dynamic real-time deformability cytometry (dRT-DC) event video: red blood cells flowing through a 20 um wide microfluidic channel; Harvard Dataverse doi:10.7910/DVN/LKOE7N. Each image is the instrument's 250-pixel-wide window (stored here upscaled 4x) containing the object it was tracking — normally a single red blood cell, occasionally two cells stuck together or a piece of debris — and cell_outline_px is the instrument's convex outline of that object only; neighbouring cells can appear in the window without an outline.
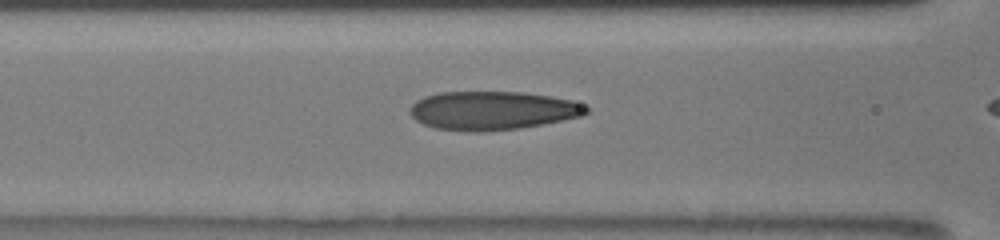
{"species": "human", "species_latin": "Homo sapiens", "temperature_condition": "room temperature", "stored_images_in_passage": 20, "camera_frame_rate_fps": 3000, "um_per_image_px": 0.085, "donor": {"sex": "male"}, "frame": {"image": 1, "passage_image": 15, "time_ms": 5.667, "image_size_px": [1000, 240], "cell_outline_px": [[588, 112], [580, 116], [540, 124], [516, 128], [476, 132], [472, 132], [436, 128], [424, 124], [416, 120], [408, 112], [408, 108], [416, 100], [424, 96], [440, 92], [524, 92], [552, 96], [572, 100], [588, 108]], "centroid_in_image_um": [41.8, 9.38], "position_along_channel_um": 124.8, "area_um2": 39.42}}
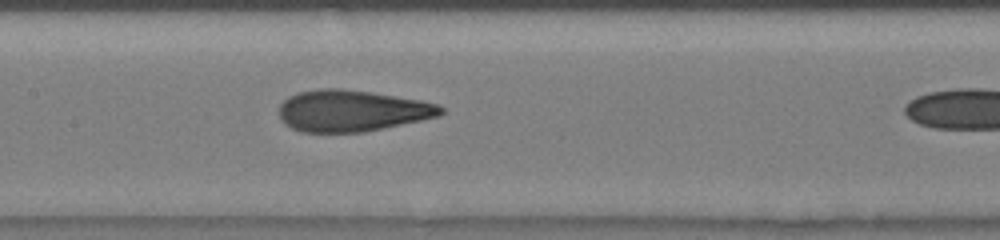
{"frame": {"image": 2, "passage_image": 19, "time_ms": 7.0, "image_size_px": [1000, 240], "cell_outline_px": [[444, 112], [440, 116], [364, 132], [304, 132], [292, 128], [284, 124], [280, 120], [280, 104], [288, 96], [296, 92], [320, 88], [340, 88], [372, 92], [420, 100], [440, 104], [444, 108]], "centroid_in_image_um": [29.91, 9.4], "position_along_channel_um": 177.5, "area_um2": 39.25}}